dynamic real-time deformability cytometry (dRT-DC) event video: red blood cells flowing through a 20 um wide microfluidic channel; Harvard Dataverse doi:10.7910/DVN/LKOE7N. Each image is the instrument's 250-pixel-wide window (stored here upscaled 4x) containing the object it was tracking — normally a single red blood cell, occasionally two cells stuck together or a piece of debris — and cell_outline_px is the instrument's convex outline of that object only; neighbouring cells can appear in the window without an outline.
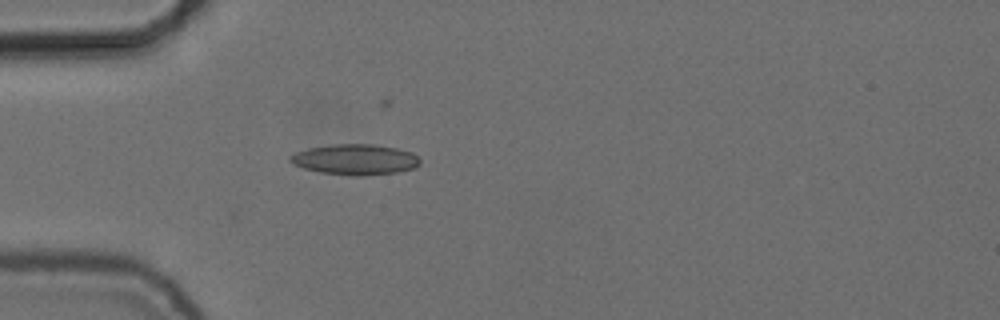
{"species": "common noctule bat (a hibernating species)", "species_latin": "Nyctalus noctula", "temperature_condition": "cold", "stored_images_in_passage": 29, "camera_frame_rate_fps": 3000, "um_per_image_px": 0.085, "animal": {"sex": "female", "body_mass_g": 24.6, "forearm_length_mm": 56.2}, "frame": {"image": 1, "passage_image": 1, "time_ms": 0.0, "image_size_px": [1000, 320], "cell_outline_px": [[420, 164], [416, 168], [396, 172], [320, 172], [304, 168], [288, 160], [288, 156], [296, 152], [308, 148], [332, 144], [372, 144], [396, 148], [412, 152], [420, 160]], "centroid_in_image_um": [30.18, 13.49], "position_along_channel_um": 54.8, "area_um2": 21.91}}
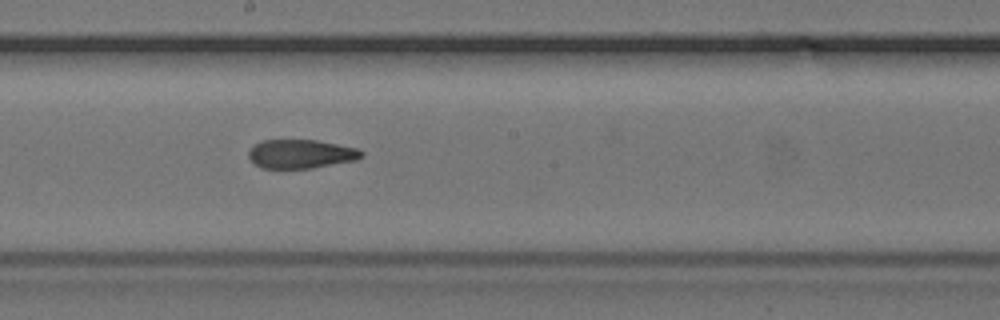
{"frame": {"image": 2, "passage_image": 15, "time_ms": 4.667, "image_size_px": [1000, 320], "cell_outline_px": [[364, 156], [356, 160], [312, 168], [264, 168], [256, 164], [248, 156], [248, 152], [260, 140], [316, 140], [356, 148], [364, 152]], "centroid_in_image_um": [25.6, 13.08], "position_along_channel_um": 222.6, "area_um2": 18.79}}
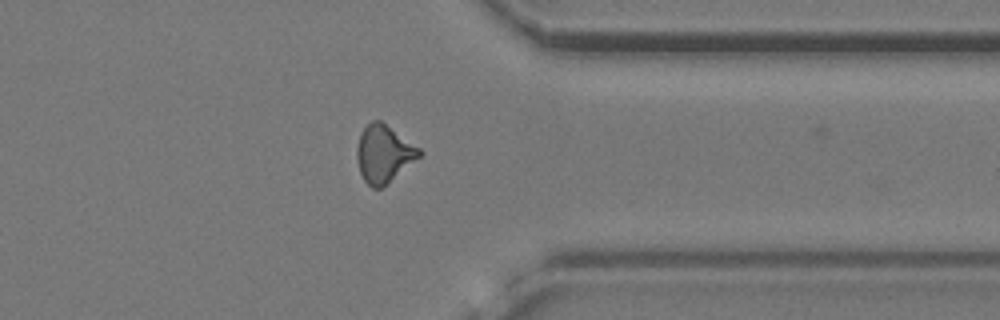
{"frame": {"image": 3, "passage_image": 28, "time_ms": 9.0, "image_size_px": [1000, 320], "cell_outline_px": [[424, 152], [420, 156], [380, 188], [372, 188], [364, 180], [360, 172], [356, 156], [356, 148], [360, 132], [372, 120], [380, 120], [420, 148]], "centroid_in_image_um": [32.59, 13.04], "position_along_channel_um": 378.8, "area_um2": 20.52}}